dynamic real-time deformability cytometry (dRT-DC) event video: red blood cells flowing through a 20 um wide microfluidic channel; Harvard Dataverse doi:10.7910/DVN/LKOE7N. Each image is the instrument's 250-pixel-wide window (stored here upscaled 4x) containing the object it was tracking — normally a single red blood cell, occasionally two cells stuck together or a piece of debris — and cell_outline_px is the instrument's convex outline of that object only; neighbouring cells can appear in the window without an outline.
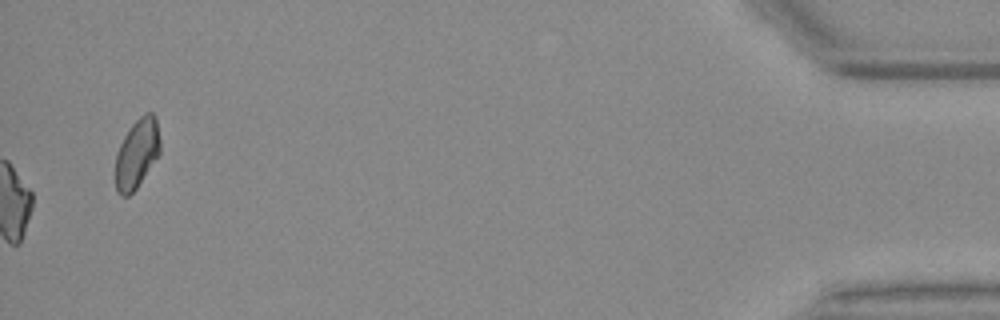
{"species": "Egyptian fruit bat (a non-hibernating species)", "species_latin": "Rousettus aegyptiacus", "temperature_condition": "warm", "stored_images_in_passage": 55, "camera_frame_rate_fps": 3000, "um_per_image_px": 0.085, "animal": {"sex": "female"}, "frame": {"image": 1, "passage_image": 55, "time_ms": 18.0, "image_size_px": [1000, 320], "cell_outline_px": [[160, 152], [136, 188], [128, 196], [120, 196], [116, 192], [116, 152], [124, 136], [132, 124], [144, 112], [152, 112], [156, 116], [160, 140]], "centroid_in_image_um": [11.64, 13.02], "position_along_channel_um": 423.6, "area_um2": 17.98}, "authors_computed_cell_mechanics": {"area_um2": 20.3456, "velocity_mm_per_s": 3.7328, "shape_relaxation_time_tau1_ms": null, "shape_relaxation_time_tau2_ms": 2.9286, "deformation_change_tau1": null, "deformation_change_tau2": 0.0874}}